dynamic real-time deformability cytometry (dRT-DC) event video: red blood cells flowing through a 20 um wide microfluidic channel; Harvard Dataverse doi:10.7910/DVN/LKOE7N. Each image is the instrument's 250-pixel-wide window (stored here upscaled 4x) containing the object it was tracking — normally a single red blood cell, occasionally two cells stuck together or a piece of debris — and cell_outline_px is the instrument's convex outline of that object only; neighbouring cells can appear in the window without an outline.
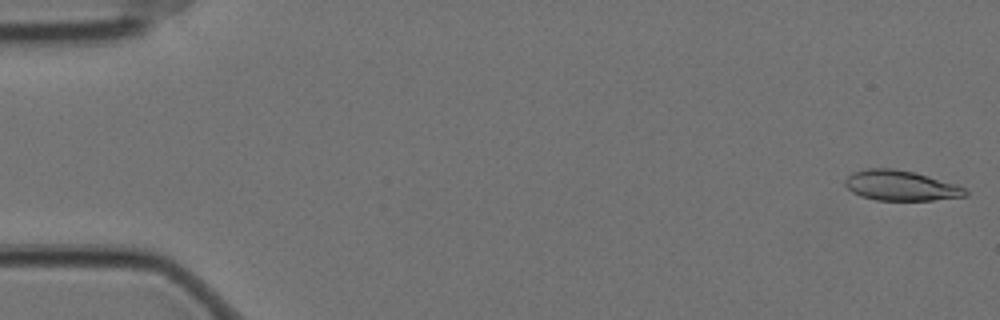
{"species": "Egyptian fruit bat (a non-hibernating species)", "species_latin": "Rousettus aegyptiacus", "temperature_condition": "cold", "stored_images_in_passage": 57, "camera_frame_rate_fps": 3000, "um_per_image_px": 0.085, "animal": {"sex": "female"}, "frame": {"image": 1, "passage_image": 1, "time_ms": 0.0, "image_size_px": [1000, 320], "cell_outline_px": [[968, 196], [932, 200], [876, 200], [860, 196], [852, 192], [844, 184], [844, 180], [852, 172], [868, 168], [892, 168], [912, 172], [928, 176], [956, 184], [964, 188], [968, 192]], "centroid_in_image_um": [76.54, 15.78], "position_along_channel_um": 8.5, "area_um2": 21.1}}
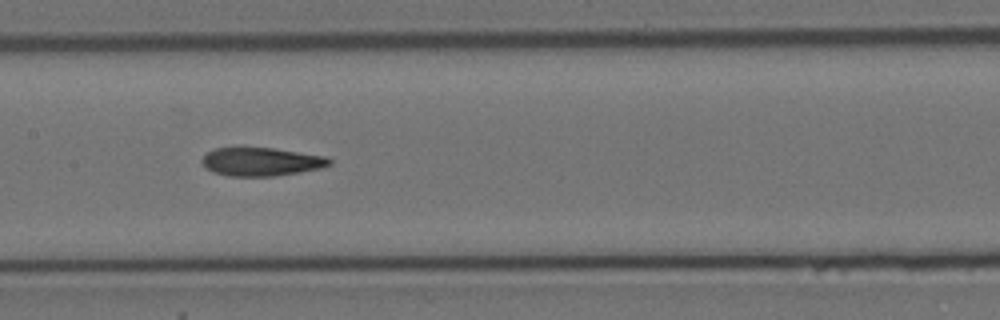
{"frame": {"image": 2, "passage_image": 28, "time_ms": 9.0, "image_size_px": [1000, 320], "cell_outline_px": [[332, 164], [320, 168], [300, 172], [272, 176], [228, 176], [212, 172], [200, 160], [208, 152], [216, 148], [272, 148], [324, 156], [332, 160]], "centroid_in_image_um": [22.21, 13.75], "position_along_channel_um": 185.2, "area_um2": 20.81}}
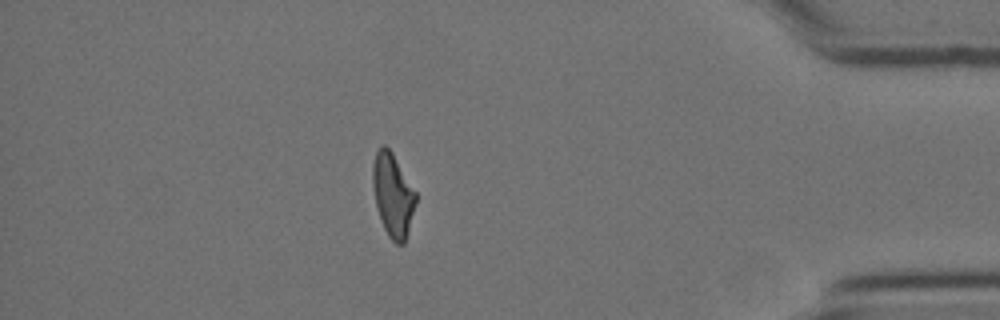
{"frame": {"image": 3, "passage_image": 50, "time_ms": 16.333, "image_size_px": [1000, 320], "cell_outline_px": [[416, 204], [404, 244], [396, 244], [388, 236], [384, 228], [376, 204], [372, 184], [372, 164], [376, 152], [380, 144], [384, 144], [392, 152], [416, 192]], "centroid_in_image_um": [33.38, 16.55], "position_along_channel_um": 401.8, "area_um2": 20.81}, "authors_computed_cell_mechanics": {"area_um2": 21.5016, "velocity_mm_per_s": 3.5078, "shape_relaxation_time_tau1_ms": 8.7245, "shape_relaxation_time_tau2_ms": 3.0885, "deformation_change_tau1": 0.2491, "deformation_change_tau2": 0.1205}}